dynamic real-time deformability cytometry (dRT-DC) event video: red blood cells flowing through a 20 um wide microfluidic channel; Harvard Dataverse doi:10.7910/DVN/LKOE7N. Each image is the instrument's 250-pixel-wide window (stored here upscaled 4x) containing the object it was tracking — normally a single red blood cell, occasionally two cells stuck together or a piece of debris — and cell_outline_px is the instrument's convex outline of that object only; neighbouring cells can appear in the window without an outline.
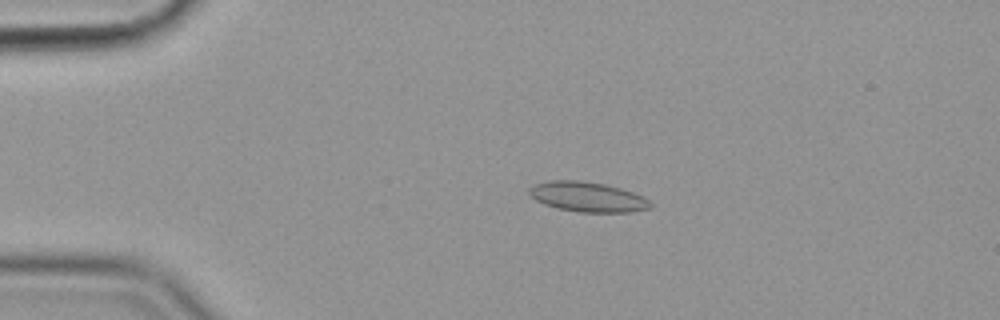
{"species": "common noctule bat (a hibernating species)", "species_latin": "Nyctalus noctula", "temperature_condition": "cold", "stored_images_in_passage": 46, "camera_frame_rate_fps": 3000, "um_per_image_px": 0.085, "animal": {"sex": "female", "body_mass_g": 19.9}, "frame": {"image": 1, "passage_image": 2, "time_ms": 0.333, "image_size_px": [1000, 320], "cell_outline_px": [[652, 208], [632, 212], [580, 212], [556, 208], [544, 204], [536, 200], [528, 192], [528, 188], [536, 184], [548, 180], [580, 180], [604, 184], [620, 188], [644, 196], [652, 204]], "centroid_in_image_um": [49.95, 16.73], "position_along_channel_um": 35.0, "area_um2": 21.21}}
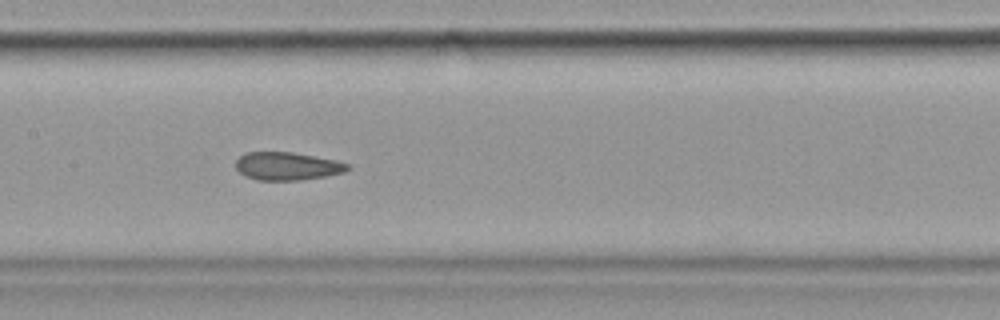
{"frame": {"image": 2, "passage_image": 18, "time_ms": 5.667, "image_size_px": [1000, 320], "cell_outline_px": [[352, 168], [344, 172], [324, 176], [300, 180], [256, 180], [240, 172], [236, 168], [236, 160], [244, 152], [292, 152], [336, 160], [348, 164]], "centroid_in_image_um": [24.42, 14.11], "position_along_channel_um": 183.0, "area_um2": 18.15}}
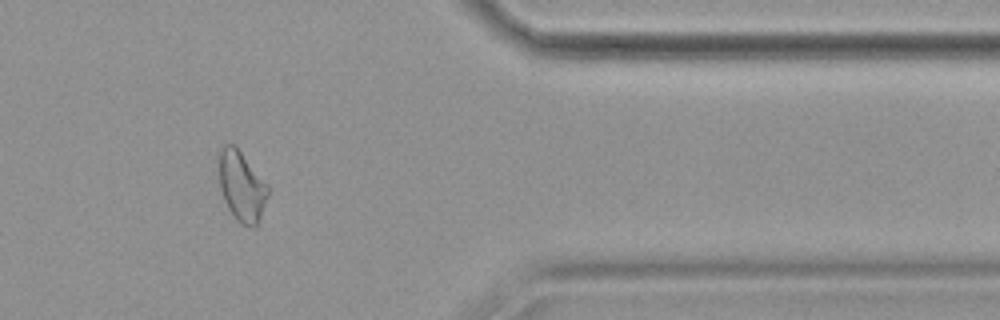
{"frame": {"image": 3, "passage_image": 37, "time_ms": 12.0, "image_size_px": [1000, 320], "cell_outline_px": [[268, 196], [260, 220], [252, 228], [240, 224], [236, 220], [228, 208], [224, 200], [220, 188], [216, 156], [216, 152], [224, 144], [236, 144], [268, 184]], "centroid_in_image_um": [20.5, 15.76], "position_along_channel_um": 390.9, "area_um2": 20.87}, "authors_computed_cell_mechanics": {"area_um2": 20.0566, "velocity_mm_per_s": 3.587, "shape_relaxation_time_tau1_ms": null, "shape_relaxation_time_tau2_ms": 2.1936, "deformation_change_tau1": null, "deformation_change_tau2": 0.0888}}